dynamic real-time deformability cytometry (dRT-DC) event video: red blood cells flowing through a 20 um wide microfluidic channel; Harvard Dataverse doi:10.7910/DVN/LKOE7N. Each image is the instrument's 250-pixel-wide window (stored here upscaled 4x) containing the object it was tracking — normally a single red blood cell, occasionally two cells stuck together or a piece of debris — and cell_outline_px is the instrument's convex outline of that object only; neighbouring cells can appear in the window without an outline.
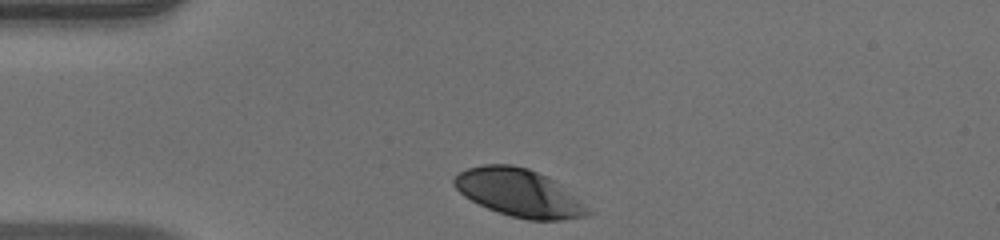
{"species": "human", "species_latin": "Homo sapiens", "temperature_condition": "warm", "stored_images_in_passage": 31, "camera_frame_rate_fps": 3000, "um_per_image_px": 0.085, "donor": {"sex": "male"}, "frame": {"image": 1, "passage_image": 1, "time_ms": 0.0, "image_size_px": [1000, 240], "cell_outline_px": [[596, 212], [588, 216], [560, 220], [528, 220], [512, 216], [488, 208], [464, 196], [452, 184], [452, 180], [460, 172], [468, 168], [484, 164], [512, 164], [528, 168], [548, 176]], "centroid_in_image_um": [44.15, 16.39], "position_along_channel_um": 40.8, "area_um2": 37.11}}
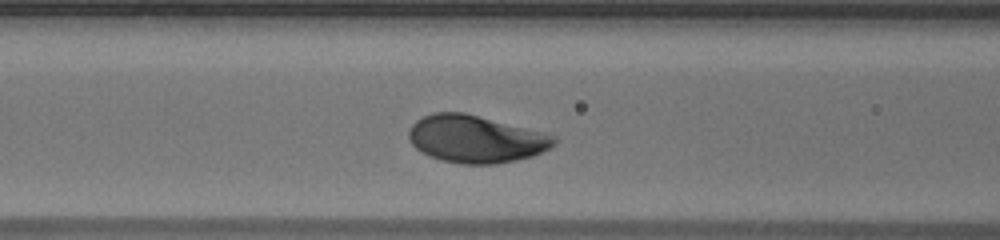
{"frame": {"image": 2, "passage_image": 10, "time_ms": 3.0, "image_size_px": [1000, 240], "cell_outline_px": [[560, 140], [556, 144], [532, 156], [516, 160], [496, 164], [460, 164], [440, 160], [428, 156], [420, 152], [408, 140], [408, 132], [412, 124], [416, 120], [432, 112], [464, 112], [556, 136]], "centroid_in_image_um": [40.39, 11.82], "position_along_channel_um": 126.2, "area_um2": 40.17}}
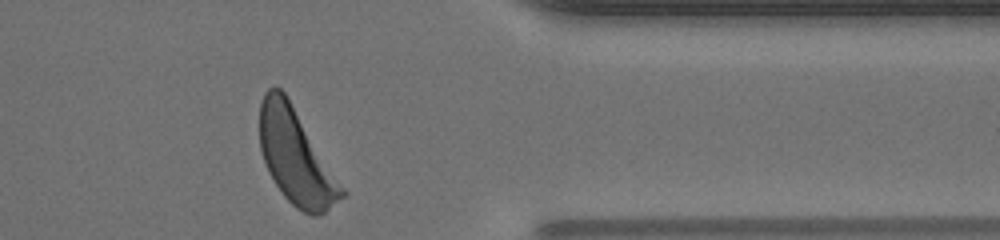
{"frame": {"image": 3, "passage_image": 31, "time_ms": 10.0, "image_size_px": [1000, 240], "cell_outline_px": [[348, 192], [344, 196], [324, 212], [316, 216], [312, 216], [296, 208], [284, 196], [268, 172], [260, 148], [260, 104], [264, 92], [268, 88], [280, 88], [284, 92]], "centroid_in_image_um": [25.16, 13.35], "position_along_channel_um": 386.2, "area_um2": 44.91}, "authors_computed_cell_mechanics": {"area_um2": 40.171, "velocity_mm_per_s": 3.9232, "shape_relaxation_time_tau1_ms": 1.5878, "shape_relaxation_time_tau2_ms": null, "deformation_change_tau1": 0.1291, "deformation_change_tau2": null}}